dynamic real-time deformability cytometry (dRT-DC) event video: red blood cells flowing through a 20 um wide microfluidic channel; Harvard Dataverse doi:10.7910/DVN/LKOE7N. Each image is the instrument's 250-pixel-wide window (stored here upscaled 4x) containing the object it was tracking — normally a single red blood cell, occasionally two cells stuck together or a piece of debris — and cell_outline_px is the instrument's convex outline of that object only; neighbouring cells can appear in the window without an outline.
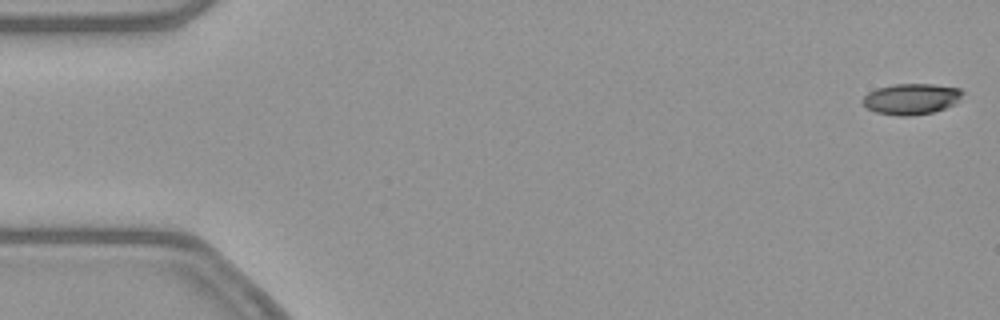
{"species": "common noctule bat (a hibernating species)", "species_latin": "Nyctalus noctula", "temperature_condition": "warm", "stored_images_in_passage": 53, "camera_frame_rate_fps": 3000, "um_per_image_px": 0.085, "animal": {"sex": "female", "body_mass_g": 21.9}, "frame": {"image": 1, "passage_image": 1, "time_ms": 0.0, "image_size_px": [1000, 320], "cell_outline_px": [[964, 92], [956, 104], [932, 112], [908, 116], [900, 116], [876, 112], [868, 108], [860, 100], [868, 92], [876, 88], [896, 84], [932, 84], [960, 88]], "centroid_in_image_um": [77.46, 8.4], "position_along_channel_um": 7.5, "area_um2": 17.98}}
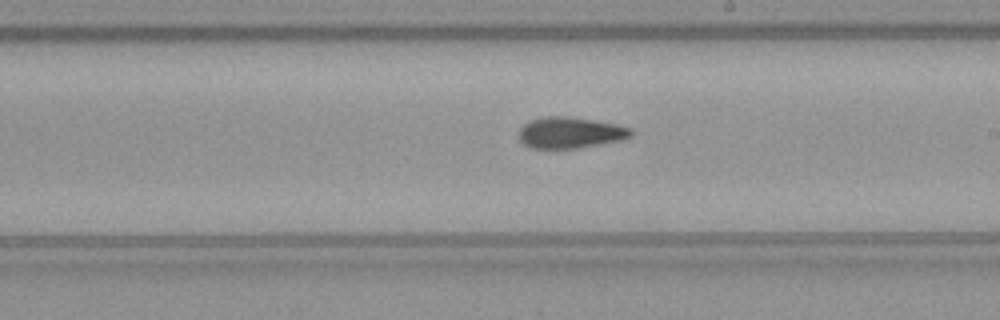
{"frame": {"image": 2, "passage_image": 30, "time_ms": 9.667, "image_size_px": [1000, 320], "cell_outline_px": [[632, 136], [620, 140], [576, 148], [532, 148], [524, 144], [520, 140], [520, 128], [524, 124], [532, 120], [544, 116], [568, 116], [616, 124], [632, 128]], "centroid_in_image_um": [48.47, 11.27], "position_along_channel_um": 240.5, "area_um2": 20.11}}
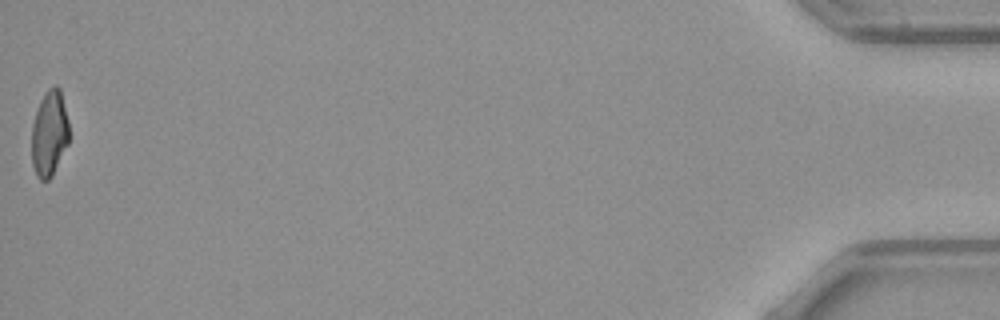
{"frame": {"image": 3, "passage_image": 53, "time_ms": 17.333, "image_size_px": [1000, 320], "cell_outline_px": [[68, 144], [52, 176], [48, 180], [40, 180], [36, 176], [32, 164], [32, 124], [40, 100], [48, 88], [56, 84], [60, 88], [68, 120]], "centroid_in_image_um": [4.19, 11.34], "position_along_channel_um": 431.0, "area_um2": 18.73}, "authors_computed_cell_mechanics": {"area_um2": 19.7676, "velocity_mm_per_s": 3.8809, "shape_relaxation_time_tau1_ms": null, "shape_relaxation_time_tau2_ms": 6.1081, "deformation_change_tau1": null, "deformation_change_tau2": 0.1486}}